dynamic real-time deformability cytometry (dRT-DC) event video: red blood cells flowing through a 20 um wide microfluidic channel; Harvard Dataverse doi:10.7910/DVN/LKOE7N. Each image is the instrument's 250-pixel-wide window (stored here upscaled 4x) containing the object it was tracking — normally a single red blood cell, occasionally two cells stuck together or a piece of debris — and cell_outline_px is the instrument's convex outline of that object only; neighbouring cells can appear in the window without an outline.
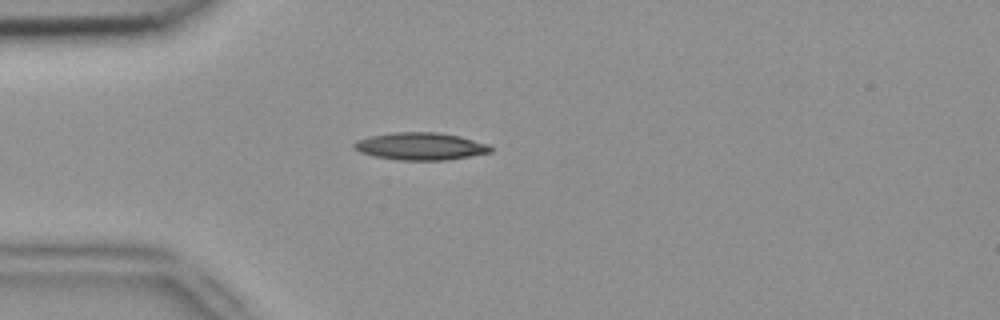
{"species": "common noctule bat (a hibernating species)", "species_latin": "Nyctalus noctula", "temperature_condition": "room temperature", "stored_images_in_passage": 3, "camera_frame_rate_fps": 3000, "um_per_image_px": 0.085, "animal": {"sex": "female", "body_mass_g": 18.4}, "frame": {"image": 1, "passage_image": 2, "time_ms": 0.333, "image_size_px": [1000, 320], "cell_outline_px": [[492, 152], [448, 160], [400, 160], [372, 156], [360, 152], [352, 148], [352, 144], [356, 140], [372, 136], [392, 132], [436, 132], [460, 136], [488, 144], [492, 148]], "centroid_in_image_um": [35.72, 12.43], "position_along_channel_um": 49.3, "area_um2": 21.91}}